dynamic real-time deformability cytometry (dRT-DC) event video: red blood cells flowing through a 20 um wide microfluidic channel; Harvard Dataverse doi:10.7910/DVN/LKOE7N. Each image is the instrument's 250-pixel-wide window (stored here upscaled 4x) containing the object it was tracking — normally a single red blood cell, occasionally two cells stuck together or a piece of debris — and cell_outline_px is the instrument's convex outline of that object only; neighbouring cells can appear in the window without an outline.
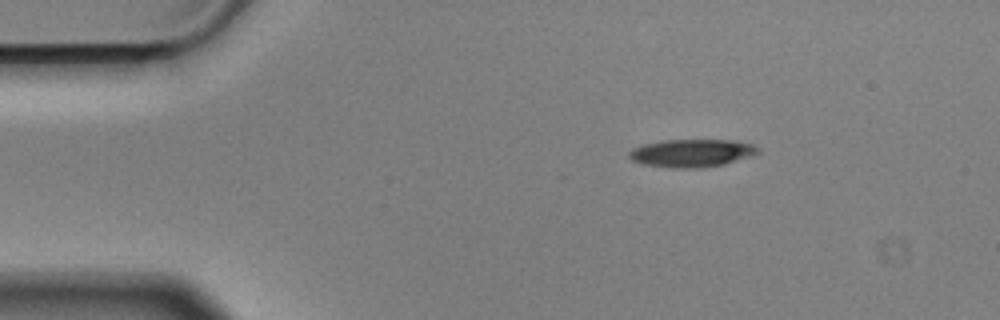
{"species": "Egyptian fruit bat (a non-hibernating species)", "species_latin": "Rousettus aegyptiacus", "temperature_condition": "cold", "stored_images_in_passage": 48, "camera_frame_rate_fps": 3000, "um_per_image_px": 0.085, "animal": {"sex": "male"}, "frame": {"image": 1, "passage_image": 1, "time_ms": 0.0, "image_size_px": [1000, 320], "cell_outline_px": [[760, 152], [724, 164], [700, 168], [672, 168], [640, 164], [632, 160], [628, 156], [628, 152], [632, 148], [644, 144], [664, 140], [736, 140], [752, 144], [760, 148]], "centroid_in_image_um": [58.76, 13.01], "position_along_channel_um": 26.2, "area_um2": 20.98}}
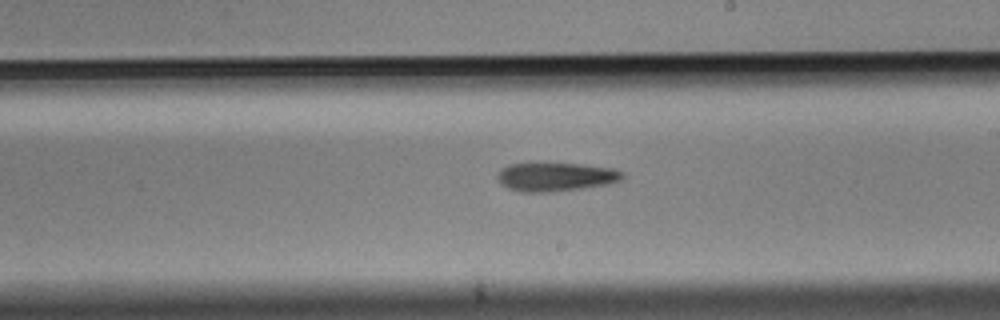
{"frame": {"image": 2, "passage_image": 24, "time_ms": 7.667, "image_size_px": [1000, 320], "cell_outline_px": [[624, 176], [620, 180], [608, 184], [584, 188], [548, 192], [520, 192], [508, 188], [500, 184], [496, 176], [500, 168], [508, 164], [532, 160], [580, 164], [612, 168], [624, 172]], "centroid_in_image_um": [47.14, 14.98], "position_along_channel_um": 241.9, "area_um2": 21.91}}
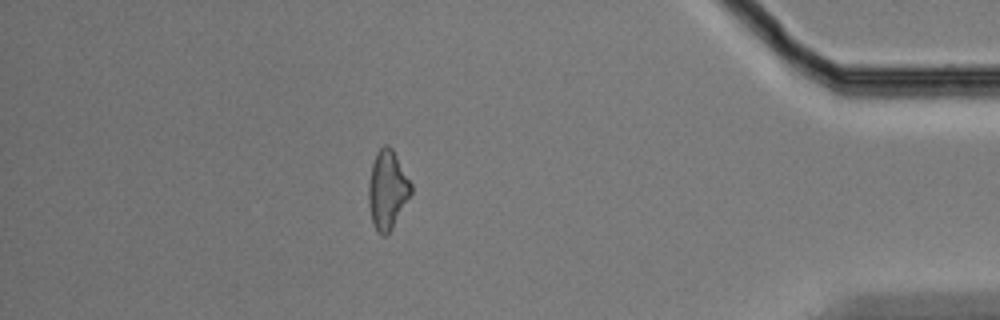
{"frame": {"image": 3, "passage_image": 41, "time_ms": 13.333, "image_size_px": [1000, 320], "cell_outline_px": [[412, 192], [392, 228], [384, 236], [376, 232], [372, 224], [368, 204], [368, 184], [372, 164], [376, 152], [384, 144], [388, 144], [392, 148], [412, 184]], "centroid_in_image_um": [32.91, 16.13], "position_along_channel_um": 402.3, "area_um2": 19.54}, "authors_computed_cell_mechanics": {"area_um2": 20.808, "velocity_mm_per_s": 3.5805, "shape_relaxation_time_tau1_ms": 6.6276, "shape_relaxation_time_tau2_ms": null, "deformation_change_tau1": 0.1668, "deformation_change_tau2": null}}